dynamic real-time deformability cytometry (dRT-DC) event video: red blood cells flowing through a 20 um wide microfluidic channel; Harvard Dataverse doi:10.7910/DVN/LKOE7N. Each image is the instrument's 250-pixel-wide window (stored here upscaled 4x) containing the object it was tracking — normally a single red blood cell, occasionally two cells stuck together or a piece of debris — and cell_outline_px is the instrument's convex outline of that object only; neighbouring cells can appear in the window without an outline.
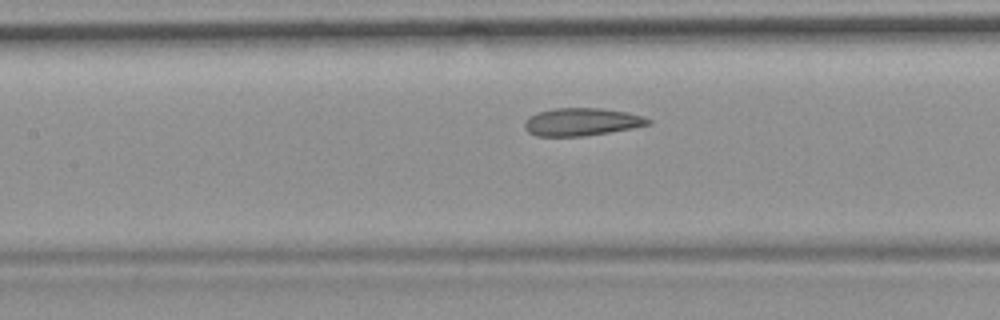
{"species": "common noctule bat (a hibernating species)", "species_latin": "Nyctalus noctula", "temperature_condition": "room temperature", "stored_images_in_passage": 41, "camera_frame_rate_fps": 3000, "um_per_image_px": 0.085, "animal": {"sex": "female", "body_mass_g": 19.9}, "frame": {"image": 1, "passage_image": 18, "time_ms": 5.667, "image_size_px": [1000, 320], "cell_outline_px": [[652, 124], [632, 128], [584, 136], [536, 136], [528, 132], [524, 128], [524, 120], [528, 116], [536, 112], [552, 108], [604, 108], [628, 112], [644, 116], [652, 120]], "centroid_in_image_um": [49.43, 10.35], "position_along_channel_um": 158.0, "area_um2": 20.29}, "authors_computed_cell_mechanics": {"area_um2": 20.5768, "velocity_mm_per_s": 3.6616, "shape_relaxation_time_tau1_ms": null, "shape_relaxation_time_tau2_ms": 3.0726, "deformation_change_tau1": null, "deformation_change_tau2": 0.0916}}